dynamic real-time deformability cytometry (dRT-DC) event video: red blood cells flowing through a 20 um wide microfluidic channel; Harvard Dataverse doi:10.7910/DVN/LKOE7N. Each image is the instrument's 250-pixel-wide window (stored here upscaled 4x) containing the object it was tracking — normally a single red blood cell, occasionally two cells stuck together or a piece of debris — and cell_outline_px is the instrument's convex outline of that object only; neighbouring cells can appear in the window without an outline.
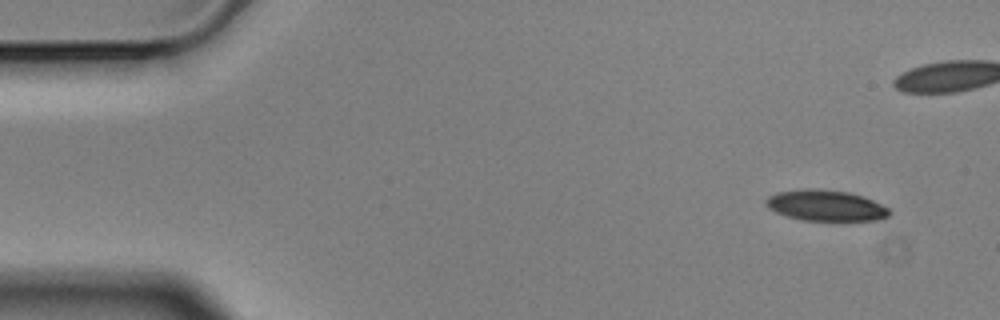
{"species": "Egyptian fruit bat (a non-hibernating species)", "species_latin": "Rousettus aegyptiacus", "temperature_condition": "cold", "stored_images_in_passage": 5, "camera_frame_rate_fps": 3000, "um_per_image_px": 0.085, "animal": {"sex": "male"}, "frame": {"image": 1, "passage_image": 1, "time_ms": 0.0, "image_size_px": [1000, 320], "cell_outline_px": [[892, 212], [888, 216], [880, 220], [840, 224], [800, 220], [776, 212], [768, 208], [764, 204], [764, 200], [768, 196], [776, 192], [804, 188], [820, 188], [848, 192], [864, 196], [888, 208]], "centroid_in_image_um": [70.22, 17.52], "position_along_channel_um": 14.8, "area_um2": 23.58}}